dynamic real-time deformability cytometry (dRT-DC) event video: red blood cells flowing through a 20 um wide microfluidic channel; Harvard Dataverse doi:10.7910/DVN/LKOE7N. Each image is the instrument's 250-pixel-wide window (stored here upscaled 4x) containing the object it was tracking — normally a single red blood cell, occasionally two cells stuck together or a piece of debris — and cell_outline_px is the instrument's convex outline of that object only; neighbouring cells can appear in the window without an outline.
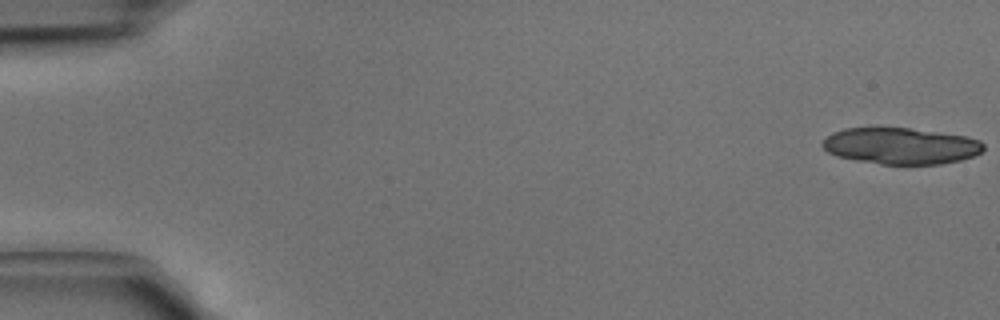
{"species": "common noctule bat (a hibernating species)", "species_latin": "Nyctalus noctula", "temperature_condition": "cold", "stored_images_in_passage": 7, "camera_frame_rate_fps": 3000, "um_per_image_px": 0.085, "animal": {"sex": "male", "body_mass_g": 15.6}, "frame": {"image": 1, "passage_image": 1, "time_ms": 0.0, "image_size_px": [1000, 320], "cell_outline_px": [[984, 148], [980, 152], [972, 156], [960, 160], [940, 164], [880, 164], [856, 160], [836, 156], [828, 152], [820, 144], [832, 132], [844, 128], [912, 128], [964, 136], [980, 140], [984, 144]], "centroid_in_image_um": [76.54, 12.4], "position_along_channel_um": 8.5, "area_um2": 34.04}}